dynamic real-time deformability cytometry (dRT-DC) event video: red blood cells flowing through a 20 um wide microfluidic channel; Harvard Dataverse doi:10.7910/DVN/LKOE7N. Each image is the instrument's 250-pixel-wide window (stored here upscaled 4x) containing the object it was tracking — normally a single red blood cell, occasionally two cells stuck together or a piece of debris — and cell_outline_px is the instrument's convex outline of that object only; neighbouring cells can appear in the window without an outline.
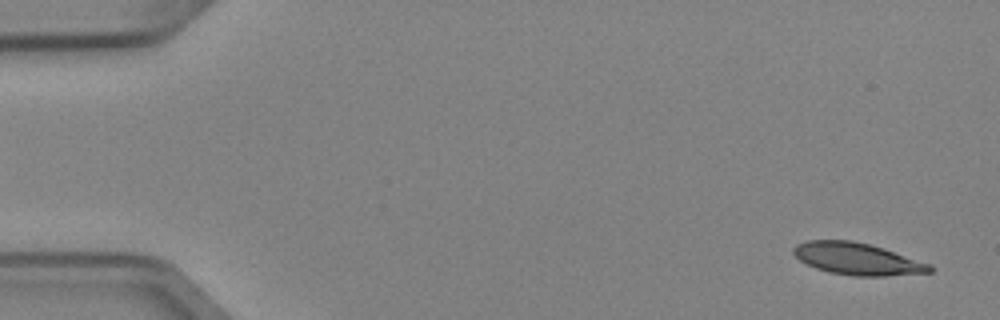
{"species": "Egyptian fruit bat (a non-hibernating species)", "species_latin": "Rousettus aegyptiacus", "temperature_condition": "cold", "stored_images_in_passage": 51, "camera_frame_rate_fps": 3000, "um_per_image_px": 0.085, "animal": {"sex": "female"}, "frame": {"image": 1, "passage_image": 2, "time_ms": 0.333, "image_size_px": [1000, 320], "cell_outline_px": [[936, 268], [932, 272], [884, 276], [852, 276], [828, 272], [816, 268], [800, 260], [792, 252], [792, 248], [796, 244], [804, 240], [852, 240], [884, 248], [932, 264]], "centroid_in_image_um": [72.89, 22.0], "position_along_channel_um": 12.1, "area_um2": 25.66}}
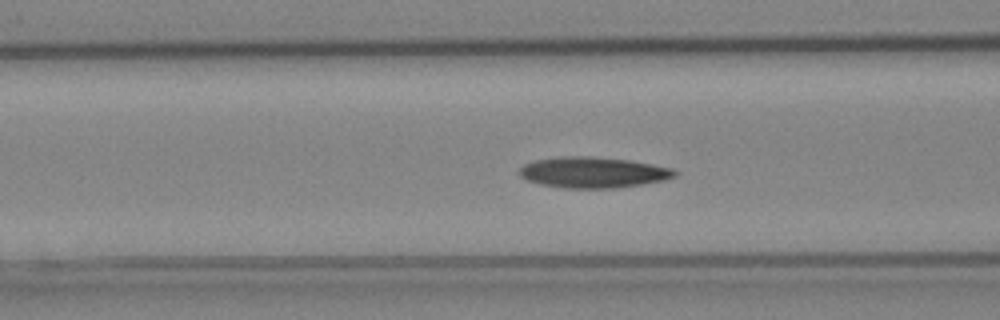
{"frame": {"image": 2, "passage_image": 20, "time_ms": 6.333, "image_size_px": [1000, 320], "cell_outline_px": [[680, 172], [676, 176], [664, 180], [640, 184], [612, 188], [564, 188], [540, 184], [528, 180], [520, 176], [516, 172], [524, 164], [536, 160], [568, 156], [588, 156], [628, 160], [652, 164], [672, 168]], "centroid_in_image_um": [50.41, 14.65], "position_along_channel_um": 116.2, "area_um2": 27.8}}
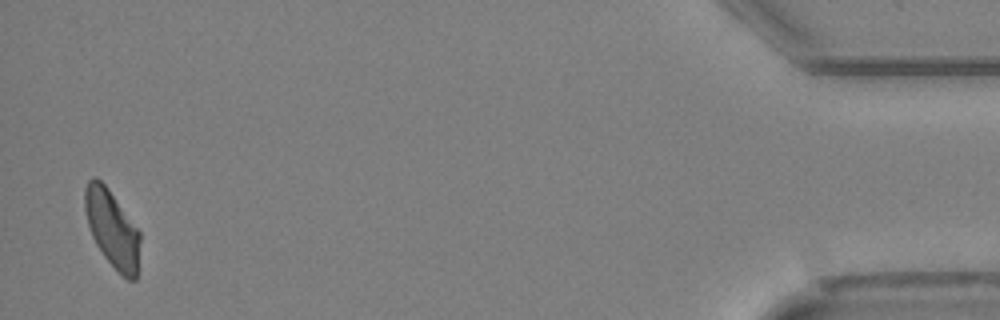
{"frame": {"image": 3, "passage_image": 50, "time_ms": 16.333, "image_size_px": [1000, 320], "cell_outline_px": [[140, 240], [136, 280], [128, 280], [104, 256], [96, 244], [92, 236], [88, 224], [84, 208], [84, 188], [88, 180], [92, 176], [96, 176], [108, 188], [140, 232]], "centroid_in_image_um": [9.51, 19.4], "position_along_channel_um": 425.7, "area_um2": 24.57}, "authors_computed_cell_mechanics": {"area_um2": 26.0678, "velocity_mm_per_s": 3.9495, "shape_relaxation_time_tau1_ms": 5.9355, "shape_relaxation_time_tau2_ms": 8.6986, "deformation_change_tau1": 0.1491, "deformation_change_tau2": 0.1937}}